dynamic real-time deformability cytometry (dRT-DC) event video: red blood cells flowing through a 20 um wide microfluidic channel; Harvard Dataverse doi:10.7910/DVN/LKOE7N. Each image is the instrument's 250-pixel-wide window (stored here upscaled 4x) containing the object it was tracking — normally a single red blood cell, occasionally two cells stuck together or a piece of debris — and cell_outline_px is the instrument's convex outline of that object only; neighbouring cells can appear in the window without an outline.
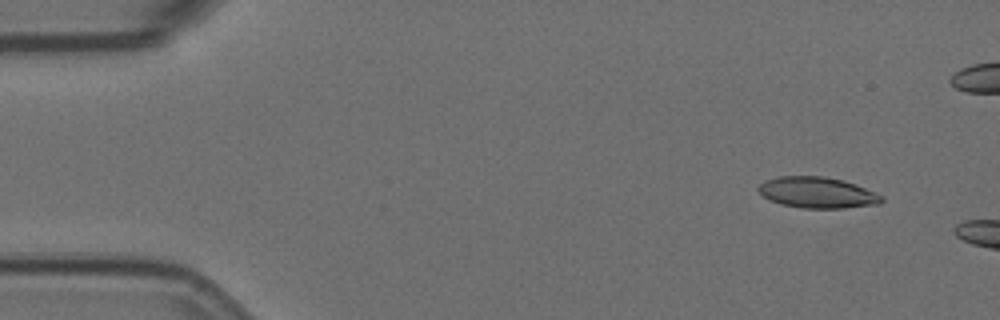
{"species": "Egyptian fruit bat (a non-hibernating species)", "species_latin": "Rousettus aegyptiacus", "temperature_condition": "room temperature", "stored_images_in_passage": 3, "camera_frame_rate_fps": 3000, "um_per_image_px": 0.085, "animal": {"sex": "female"}, "frame": {"image": 1, "passage_image": 1, "time_ms": 0.0, "image_size_px": [1000, 320], "cell_outline_px": [[884, 200], [880, 204], [844, 208], [800, 208], [780, 204], [764, 196], [756, 188], [764, 180], [780, 176], [824, 176], [844, 180], [856, 184], [876, 192], [884, 196]], "centroid_in_image_um": [69.51, 16.36], "position_along_channel_um": 15.5, "area_um2": 22.48}}